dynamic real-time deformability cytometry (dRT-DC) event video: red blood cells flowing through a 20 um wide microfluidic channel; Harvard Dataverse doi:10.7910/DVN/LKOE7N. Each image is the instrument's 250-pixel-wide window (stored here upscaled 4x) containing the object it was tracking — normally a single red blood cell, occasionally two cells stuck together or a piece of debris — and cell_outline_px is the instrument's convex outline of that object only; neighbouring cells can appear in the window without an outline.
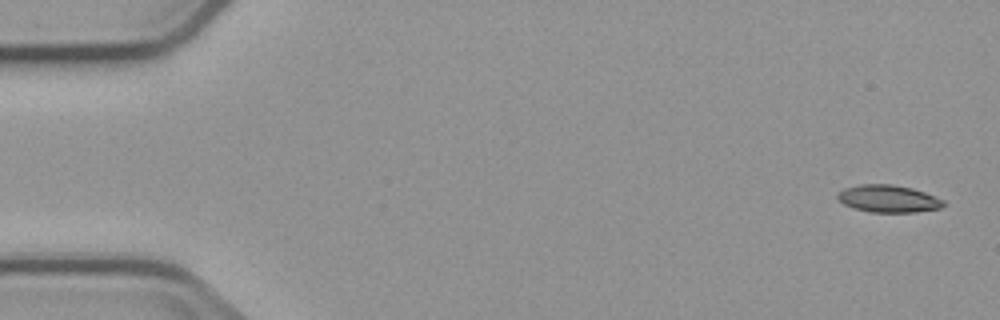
{"species": "common noctule bat (a hibernating species)", "species_latin": "Nyctalus noctula", "temperature_condition": "cold", "stored_images_in_passage": 5, "camera_frame_rate_fps": 3000, "um_per_image_px": 0.085, "animal": {"sex": "male", "body_mass_g": 23.1, "forearm_length_mm": 52.7}, "frame": {"image": 1, "passage_image": 1, "time_ms": 0.0, "image_size_px": [1000, 320], "cell_outline_px": [[944, 204], [940, 208], [916, 212], [872, 212], [856, 208], [844, 204], [836, 196], [844, 188], [860, 184], [892, 184], [912, 188], [924, 192], [944, 200]], "centroid_in_image_um": [75.52, 16.88], "position_along_channel_um": 9.5, "area_um2": 16.65}}
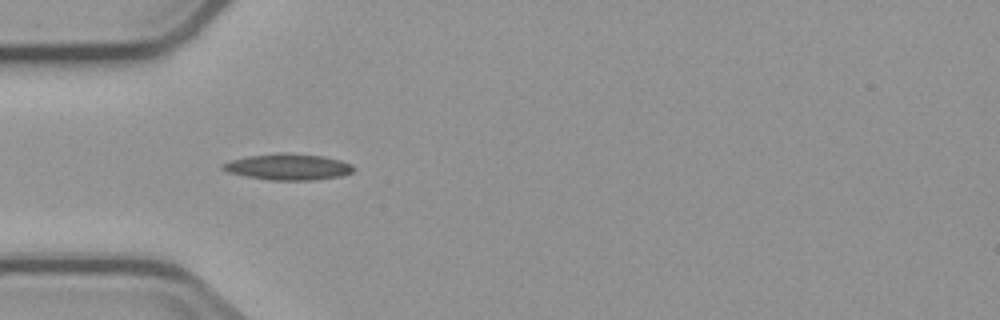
{"frame": {"image": 2, "passage_image": 5, "time_ms": 5.0, "image_size_px": [1000, 320], "cell_outline_px": [[356, 168], [352, 172], [340, 176], [312, 180], [272, 180], [248, 176], [228, 172], [220, 168], [220, 164], [228, 160], [248, 156], [276, 152], [288, 152], [324, 156], [340, 160], [352, 164]], "centroid_in_image_um": [24.47, 14.16], "position_along_channel_um": 60.5, "area_um2": 20.17}}